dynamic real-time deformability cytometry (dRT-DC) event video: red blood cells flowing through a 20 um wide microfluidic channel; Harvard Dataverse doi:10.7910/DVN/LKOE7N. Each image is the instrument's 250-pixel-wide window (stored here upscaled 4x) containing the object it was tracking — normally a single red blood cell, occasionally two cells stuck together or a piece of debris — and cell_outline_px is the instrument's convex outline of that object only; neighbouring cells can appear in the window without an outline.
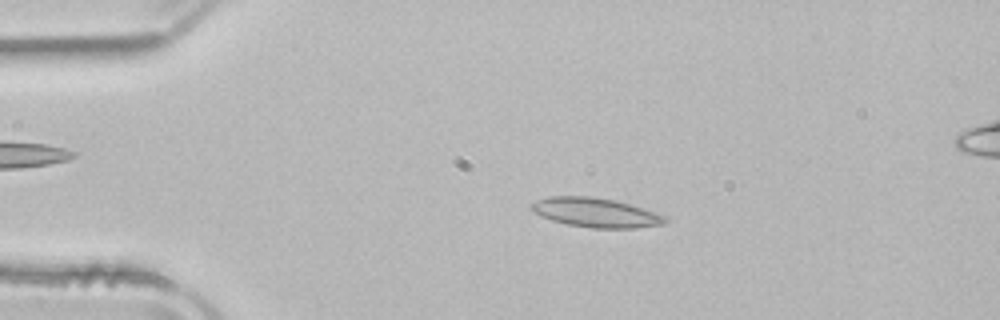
{"species": "common noctule bat (a hibernating species)", "species_latin": "Nyctalus noctula", "temperature_condition": "room temperature", "stored_images_in_passage": 51, "camera_frame_rate_fps": 3000, "um_per_image_px": 0.085, "animal": {"sex": "male", "body_mass_g": 21.5, "forearm_length_mm": 52.0}, "frame": {"image": 1, "passage_image": 10, "time_ms": 3.0, "image_size_px": [1000, 320], "cell_outline_px": [[668, 220], [664, 224], [636, 228], [592, 228], [568, 224], [552, 220], [532, 212], [532, 204], [536, 200], [548, 196], [588, 196], [616, 200], [668, 216]], "centroid_in_image_um": [50.66, 18.07], "position_along_channel_um": 34.3, "area_um2": 22.83}}
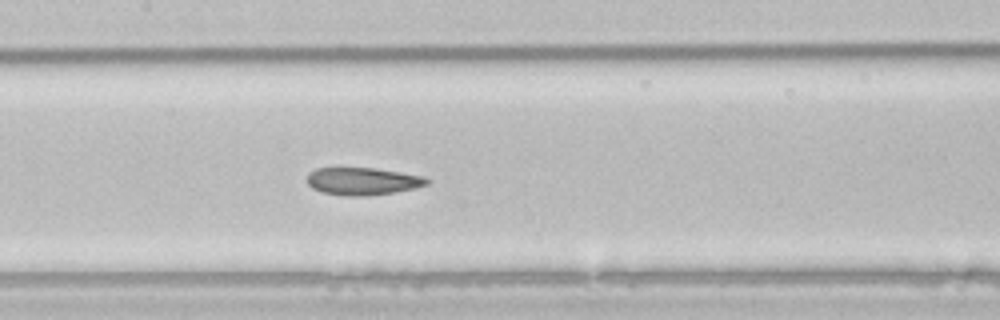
{"frame": {"image": 2, "passage_image": 24, "time_ms": 7.667, "image_size_px": [1000, 320], "cell_outline_px": [[432, 180], [428, 184], [416, 188], [396, 192], [368, 196], [344, 196], [320, 192], [312, 188], [308, 184], [308, 172], [316, 168], [376, 168], [424, 176]], "centroid_in_image_um": [30.85, 15.41], "position_along_channel_um": 176.5, "area_um2": 19.48}}
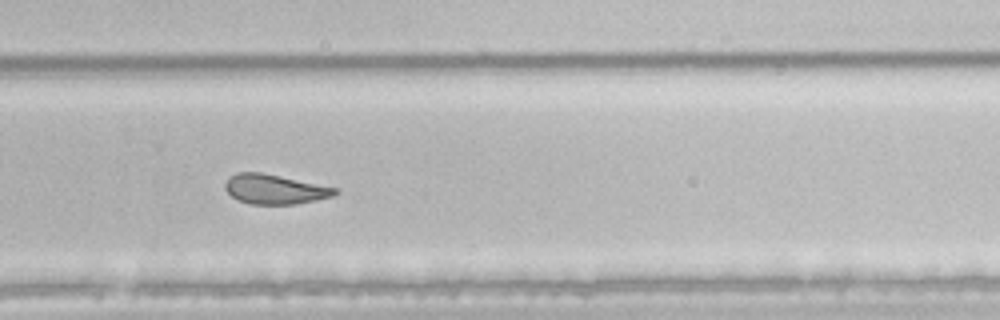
{"frame": {"image": 3, "passage_image": 34, "time_ms": 11.0, "image_size_px": [1000, 320], "cell_outline_px": [[340, 192], [332, 196], [316, 200], [296, 204], [248, 204], [232, 196], [224, 188], [224, 184], [228, 176], [240, 172], [260, 172], [340, 188]], "centroid_in_image_um": [23.37, 16.08], "position_along_channel_um": 306.4, "area_um2": 19.07}, "authors_computed_cell_mechanics": {"area_um2": 21.2126, "velocity_mm_per_s": 3.9217, "shape_relaxation_time_tau1_ms": 8.3984, "shape_relaxation_time_tau2_ms": 2.063, "deformation_change_tau1": 0.1905, "deformation_change_tau2": 0.0948}}